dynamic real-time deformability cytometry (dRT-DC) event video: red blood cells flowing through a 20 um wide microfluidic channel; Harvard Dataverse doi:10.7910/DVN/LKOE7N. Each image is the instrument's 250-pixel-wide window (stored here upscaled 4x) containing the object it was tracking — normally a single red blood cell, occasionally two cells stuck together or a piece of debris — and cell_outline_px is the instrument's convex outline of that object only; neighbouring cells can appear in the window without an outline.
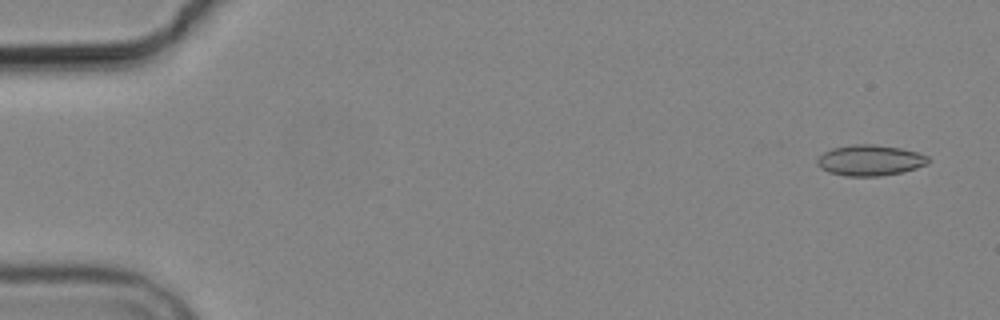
{"species": "common noctule bat (a hibernating species)", "species_latin": "Nyctalus noctula", "temperature_condition": "cold", "stored_images_in_passage": 4, "camera_frame_rate_fps": 3000, "um_per_image_px": 0.085, "animal": {"sex": "male", "body_mass_g": 19.2, "forearm_length_mm": 51.8}, "frame": {"image": 1, "passage_image": 1, "time_ms": 0.0, "image_size_px": [1000, 320], "cell_outline_px": [[928, 164], [904, 172], [880, 176], [844, 176], [828, 172], [820, 168], [816, 164], [816, 160], [824, 152], [832, 148], [852, 144], [872, 144], [900, 148], [916, 152], [928, 156]], "centroid_in_image_um": [73.92, 13.63], "position_along_channel_um": 11.1, "area_um2": 20.0}}